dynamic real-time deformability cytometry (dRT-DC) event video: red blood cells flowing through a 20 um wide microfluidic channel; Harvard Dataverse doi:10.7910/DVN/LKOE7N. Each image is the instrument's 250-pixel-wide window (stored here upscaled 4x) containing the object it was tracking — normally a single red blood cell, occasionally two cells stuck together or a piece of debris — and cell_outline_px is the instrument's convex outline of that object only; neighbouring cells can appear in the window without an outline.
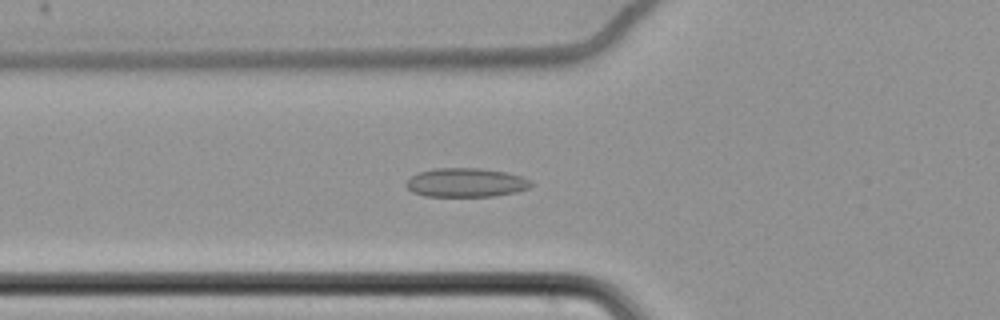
{"species": "common noctule bat (a hibernating species)", "species_latin": "Nyctalus noctula", "temperature_condition": "cold", "stored_images_in_passage": 65, "camera_frame_rate_fps": 3000, "um_per_image_px": 0.085, "animal": {"sex": "female", "body_mass_g": 22.7, "forearm_length_mm": 54.2}, "frame": {"image": 1, "passage_image": 27, "time_ms": 8.667, "image_size_px": [1000, 320], "cell_outline_px": [[532, 184], [528, 188], [516, 192], [496, 196], [424, 196], [412, 192], [404, 184], [412, 176], [420, 172], [432, 168], [480, 168], [504, 172], [524, 176], [532, 180]], "centroid_in_image_um": [39.62, 15.52], "position_along_channel_um": 86.2, "area_um2": 21.15}}
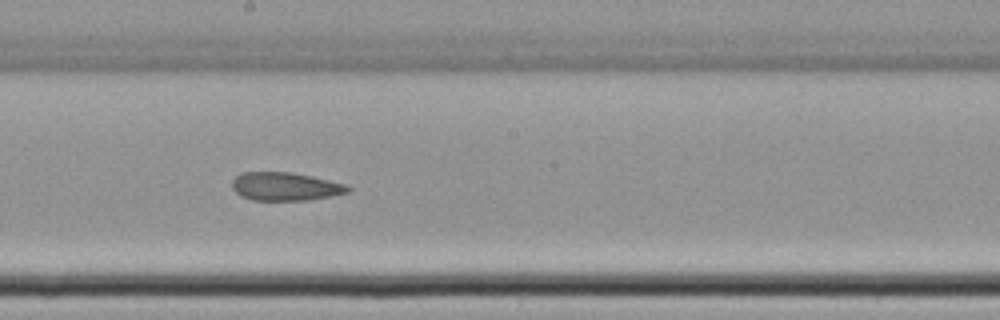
{"frame": {"image": 2, "passage_image": 39, "time_ms": 12.667, "image_size_px": [1000, 320], "cell_outline_px": [[352, 188], [348, 192], [332, 196], [308, 200], [252, 200], [240, 196], [232, 188], [232, 180], [240, 172], [288, 172], [312, 176], [348, 184]], "centroid_in_image_um": [24.26, 15.85], "position_along_channel_um": 223.9, "area_um2": 19.25}}
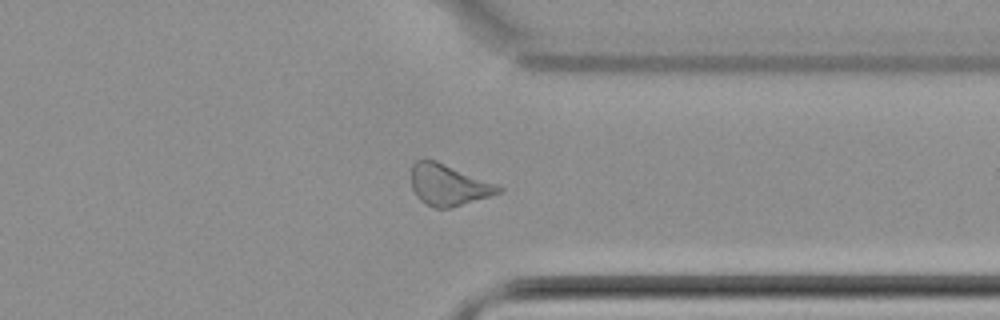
{"frame": {"image": 3, "passage_image": 52, "time_ms": 17.0, "image_size_px": [1000, 320], "cell_outline_px": [[504, 188], [500, 192], [452, 208], [436, 208], [424, 204], [416, 196], [412, 188], [412, 164], [416, 160], [436, 160], [496, 184]], "centroid_in_image_um": [38.09, 15.73], "position_along_channel_um": 373.3, "area_um2": 20.75}, "authors_computed_cell_mechanics": {"area_um2": 21.4438, "velocity_mm_per_s": 3.4586, "shape_relaxation_time_tau1_ms": null, "shape_relaxation_time_tau2_ms": 6.9886, "deformation_change_tau1": null, "deformation_change_tau2": 0.1471}}